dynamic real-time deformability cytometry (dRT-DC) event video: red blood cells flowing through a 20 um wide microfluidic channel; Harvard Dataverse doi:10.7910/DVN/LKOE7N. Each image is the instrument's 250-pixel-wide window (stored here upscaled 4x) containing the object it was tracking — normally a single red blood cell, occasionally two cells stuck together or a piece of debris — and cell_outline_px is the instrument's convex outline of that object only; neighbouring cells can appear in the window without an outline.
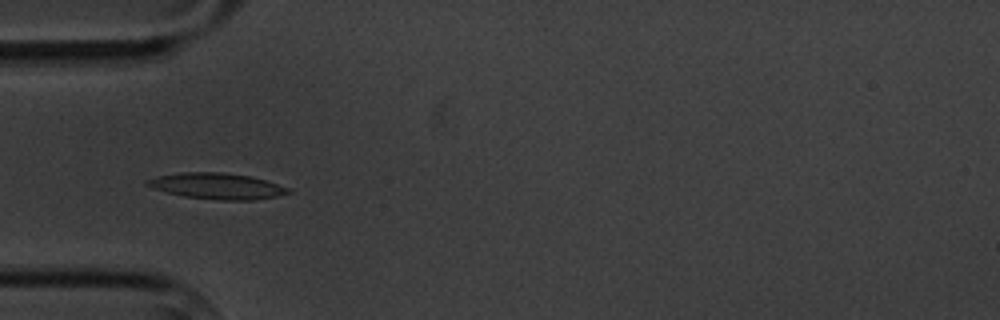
{"species": "common noctule bat (a hibernating species)", "species_latin": "Nyctalus noctula", "temperature_condition": "cold", "stored_images_in_passage": 6, "camera_frame_rate_fps": 3000, "um_per_image_px": 0.085, "animal": {"sex": "male", "body_mass_g": 20.1, "forearm_length_mm": 53.5}, "frame": {"image": 1, "passage_image": 6, "time_ms": 5.667, "image_size_px": [1000, 320], "cell_outline_px": [[292, 192], [276, 196], [256, 200], [220, 200], [184, 196], [152, 188], [144, 184], [144, 180], [156, 176], [180, 172], [224, 172], [252, 176], [288, 188]], "centroid_in_image_um": [18.4, 15.8], "position_along_channel_um": 66.6, "area_um2": 21.39}}